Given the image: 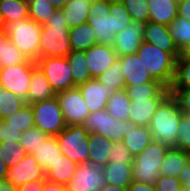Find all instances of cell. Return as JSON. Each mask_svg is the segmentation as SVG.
Instances as JSON below:
<instances>
[{"mask_svg": "<svg viewBox=\"0 0 190 191\" xmlns=\"http://www.w3.org/2000/svg\"><path fill=\"white\" fill-rule=\"evenodd\" d=\"M69 28L62 9H56L42 25L39 58L66 57L71 51Z\"/></svg>", "mask_w": 190, "mask_h": 191, "instance_id": "6da1fadb", "label": "cell"}, {"mask_svg": "<svg viewBox=\"0 0 190 191\" xmlns=\"http://www.w3.org/2000/svg\"><path fill=\"white\" fill-rule=\"evenodd\" d=\"M182 113L176 99L169 93L151 118L149 129L152 139L173 147Z\"/></svg>", "mask_w": 190, "mask_h": 191, "instance_id": "7a4b0ae2", "label": "cell"}, {"mask_svg": "<svg viewBox=\"0 0 190 191\" xmlns=\"http://www.w3.org/2000/svg\"><path fill=\"white\" fill-rule=\"evenodd\" d=\"M151 79L170 88L175 76L176 59L159 47L143 41L136 51Z\"/></svg>", "mask_w": 190, "mask_h": 191, "instance_id": "3957f363", "label": "cell"}, {"mask_svg": "<svg viewBox=\"0 0 190 191\" xmlns=\"http://www.w3.org/2000/svg\"><path fill=\"white\" fill-rule=\"evenodd\" d=\"M169 145L152 140L149 145L137 156L132 163L133 180L155 184L160 177V166Z\"/></svg>", "mask_w": 190, "mask_h": 191, "instance_id": "277c9868", "label": "cell"}, {"mask_svg": "<svg viewBox=\"0 0 190 191\" xmlns=\"http://www.w3.org/2000/svg\"><path fill=\"white\" fill-rule=\"evenodd\" d=\"M42 25L30 18L6 23L9 40L27 57L28 60L39 59V42Z\"/></svg>", "mask_w": 190, "mask_h": 191, "instance_id": "5b68a950", "label": "cell"}, {"mask_svg": "<svg viewBox=\"0 0 190 191\" xmlns=\"http://www.w3.org/2000/svg\"><path fill=\"white\" fill-rule=\"evenodd\" d=\"M62 154L82 164L89 159V133L83 125H68L56 136Z\"/></svg>", "mask_w": 190, "mask_h": 191, "instance_id": "8992f818", "label": "cell"}, {"mask_svg": "<svg viewBox=\"0 0 190 191\" xmlns=\"http://www.w3.org/2000/svg\"><path fill=\"white\" fill-rule=\"evenodd\" d=\"M34 114V127L48 136H57L66 128L59 102L55 97L31 104Z\"/></svg>", "mask_w": 190, "mask_h": 191, "instance_id": "52a82bcc", "label": "cell"}, {"mask_svg": "<svg viewBox=\"0 0 190 191\" xmlns=\"http://www.w3.org/2000/svg\"><path fill=\"white\" fill-rule=\"evenodd\" d=\"M83 126L89 134L98 133L115 143L123 140L124 132L128 130V120H119L109 115L106 108H104L90 113Z\"/></svg>", "mask_w": 190, "mask_h": 191, "instance_id": "ba28073f", "label": "cell"}, {"mask_svg": "<svg viewBox=\"0 0 190 191\" xmlns=\"http://www.w3.org/2000/svg\"><path fill=\"white\" fill-rule=\"evenodd\" d=\"M37 63L28 60L26 63L0 68V88L11 91L27 103V93L32 71Z\"/></svg>", "mask_w": 190, "mask_h": 191, "instance_id": "9c48e42d", "label": "cell"}, {"mask_svg": "<svg viewBox=\"0 0 190 191\" xmlns=\"http://www.w3.org/2000/svg\"><path fill=\"white\" fill-rule=\"evenodd\" d=\"M36 63L55 93L77 86L73 82L71 66L66 57L39 58Z\"/></svg>", "mask_w": 190, "mask_h": 191, "instance_id": "30bf717a", "label": "cell"}, {"mask_svg": "<svg viewBox=\"0 0 190 191\" xmlns=\"http://www.w3.org/2000/svg\"><path fill=\"white\" fill-rule=\"evenodd\" d=\"M110 0H93L90 4L88 23L94 29L97 44L114 43V30L110 16Z\"/></svg>", "mask_w": 190, "mask_h": 191, "instance_id": "8fae6325", "label": "cell"}, {"mask_svg": "<svg viewBox=\"0 0 190 191\" xmlns=\"http://www.w3.org/2000/svg\"><path fill=\"white\" fill-rule=\"evenodd\" d=\"M66 125H83L90 112L78 86L56 93Z\"/></svg>", "mask_w": 190, "mask_h": 191, "instance_id": "7c38bea8", "label": "cell"}, {"mask_svg": "<svg viewBox=\"0 0 190 191\" xmlns=\"http://www.w3.org/2000/svg\"><path fill=\"white\" fill-rule=\"evenodd\" d=\"M106 184L103 167L86 162L78 164L75 174L66 185L67 191H100Z\"/></svg>", "mask_w": 190, "mask_h": 191, "instance_id": "4fadbf2b", "label": "cell"}, {"mask_svg": "<svg viewBox=\"0 0 190 191\" xmlns=\"http://www.w3.org/2000/svg\"><path fill=\"white\" fill-rule=\"evenodd\" d=\"M45 178V172L31 154H27L17 165L9 167L6 176V180L16 188L30 181Z\"/></svg>", "mask_w": 190, "mask_h": 191, "instance_id": "5bb4252c", "label": "cell"}, {"mask_svg": "<svg viewBox=\"0 0 190 191\" xmlns=\"http://www.w3.org/2000/svg\"><path fill=\"white\" fill-rule=\"evenodd\" d=\"M144 25L131 21L127 28L115 35L113 48L118 57L136 53L143 42Z\"/></svg>", "mask_w": 190, "mask_h": 191, "instance_id": "9a60e30c", "label": "cell"}, {"mask_svg": "<svg viewBox=\"0 0 190 191\" xmlns=\"http://www.w3.org/2000/svg\"><path fill=\"white\" fill-rule=\"evenodd\" d=\"M88 69L92 79H97L110 68L118 57L113 45L95 44L85 51Z\"/></svg>", "mask_w": 190, "mask_h": 191, "instance_id": "2e32d148", "label": "cell"}, {"mask_svg": "<svg viewBox=\"0 0 190 191\" xmlns=\"http://www.w3.org/2000/svg\"><path fill=\"white\" fill-rule=\"evenodd\" d=\"M120 60L121 70L125 79V86L143 83H157L151 79L148 70L137 53L117 57Z\"/></svg>", "mask_w": 190, "mask_h": 191, "instance_id": "e0dca14e", "label": "cell"}, {"mask_svg": "<svg viewBox=\"0 0 190 191\" xmlns=\"http://www.w3.org/2000/svg\"><path fill=\"white\" fill-rule=\"evenodd\" d=\"M90 113L106 108L108 97L117 91H110L98 79H90L78 85Z\"/></svg>", "mask_w": 190, "mask_h": 191, "instance_id": "ac0fdd59", "label": "cell"}, {"mask_svg": "<svg viewBox=\"0 0 190 191\" xmlns=\"http://www.w3.org/2000/svg\"><path fill=\"white\" fill-rule=\"evenodd\" d=\"M143 41L151 43L163 51L170 53L175 59L179 56V49L170 35L168 26L147 22L144 25Z\"/></svg>", "mask_w": 190, "mask_h": 191, "instance_id": "d6986e66", "label": "cell"}, {"mask_svg": "<svg viewBox=\"0 0 190 191\" xmlns=\"http://www.w3.org/2000/svg\"><path fill=\"white\" fill-rule=\"evenodd\" d=\"M163 99L130 100L128 120L136 126L149 127L157 106Z\"/></svg>", "mask_w": 190, "mask_h": 191, "instance_id": "ffe728a7", "label": "cell"}, {"mask_svg": "<svg viewBox=\"0 0 190 191\" xmlns=\"http://www.w3.org/2000/svg\"><path fill=\"white\" fill-rule=\"evenodd\" d=\"M152 140L149 127L136 126L128 120V130L124 132L122 143L134 157L140 154Z\"/></svg>", "mask_w": 190, "mask_h": 191, "instance_id": "44dd1931", "label": "cell"}, {"mask_svg": "<svg viewBox=\"0 0 190 191\" xmlns=\"http://www.w3.org/2000/svg\"><path fill=\"white\" fill-rule=\"evenodd\" d=\"M55 96V91L52 89L44 73L37 66L32 71L27 93V104H33L39 101L48 100Z\"/></svg>", "mask_w": 190, "mask_h": 191, "instance_id": "7402d4cb", "label": "cell"}, {"mask_svg": "<svg viewBox=\"0 0 190 191\" xmlns=\"http://www.w3.org/2000/svg\"><path fill=\"white\" fill-rule=\"evenodd\" d=\"M38 165L46 172L63 155L59 148L56 136H48L41 144L32 151Z\"/></svg>", "mask_w": 190, "mask_h": 191, "instance_id": "603a6c76", "label": "cell"}, {"mask_svg": "<svg viewBox=\"0 0 190 191\" xmlns=\"http://www.w3.org/2000/svg\"><path fill=\"white\" fill-rule=\"evenodd\" d=\"M149 21L168 26L177 17L178 0H147Z\"/></svg>", "mask_w": 190, "mask_h": 191, "instance_id": "cb8c5ba5", "label": "cell"}, {"mask_svg": "<svg viewBox=\"0 0 190 191\" xmlns=\"http://www.w3.org/2000/svg\"><path fill=\"white\" fill-rule=\"evenodd\" d=\"M103 172L107 185L128 187L133 181L132 163L108 162Z\"/></svg>", "mask_w": 190, "mask_h": 191, "instance_id": "d4e9b609", "label": "cell"}, {"mask_svg": "<svg viewBox=\"0 0 190 191\" xmlns=\"http://www.w3.org/2000/svg\"><path fill=\"white\" fill-rule=\"evenodd\" d=\"M89 159L88 162L104 167L113 147V142L98 133L89 134Z\"/></svg>", "mask_w": 190, "mask_h": 191, "instance_id": "484cf974", "label": "cell"}, {"mask_svg": "<svg viewBox=\"0 0 190 191\" xmlns=\"http://www.w3.org/2000/svg\"><path fill=\"white\" fill-rule=\"evenodd\" d=\"M189 161V152L170 147L160 166V175L179 177L180 171Z\"/></svg>", "mask_w": 190, "mask_h": 191, "instance_id": "4316f807", "label": "cell"}, {"mask_svg": "<svg viewBox=\"0 0 190 191\" xmlns=\"http://www.w3.org/2000/svg\"><path fill=\"white\" fill-rule=\"evenodd\" d=\"M93 0H69L62 8L68 28H73L88 22L90 4Z\"/></svg>", "mask_w": 190, "mask_h": 191, "instance_id": "83f0119b", "label": "cell"}, {"mask_svg": "<svg viewBox=\"0 0 190 191\" xmlns=\"http://www.w3.org/2000/svg\"><path fill=\"white\" fill-rule=\"evenodd\" d=\"M69 40L72 51H87L90 47L97 44L94 29L88 22L70 28Z\"/></svg>", "mask_w": 190, "mask_h": 191, "instance_id": "f1b7e54d", "label": "cell"}, {"mask_svg": "<svg viewBox=\"0 0 190 191\" xmlns=\"http://www.w3.org/2000/svg\"><path fill=\"white\" fill-rule=\"evenodd\" d=\"M77 166L76 162L61 155L60 159L45 172V177L51 182L67 185L75 174Z\"/></svg>", "mask_w": 190, "mask_h": 191, "instance_id": "f546056e", "label": "cell"}, {"mask_svg": "<svg viewBox=\"0 0 190 191\" xmlns=\"http://www.w3.org/2000/svg\"><path fill=\"white\" fill-rule=\"evenodd\" d=\"M130 100L134 99H164L169 93L160 83H143L133 86H125L124 89Z\"/></svg>", "mask_w": 190, "mask_h": 191, "instance_id": "4dcf8cb0", "label": "cell"}, {"mask_svg": "<svg viewBox=\"0 0 190 191\" xmlns=\"http://www.w3.org/2000/svg\"><path fill=\"white\" fill-rule=\"evenodd\" d=\"M66 58L71 66L73 82L77 86L92 79L88 69L85 51H71Z\"/></svg>", "mask_w": 190, "mask_h": 191, "instance_id": "1f68e13d", "label": "cell"}, {"mask_svg": "<svg viewBox=\"0 0 190 191\" xmlns=\"http://www.w3.org/2000/svg\"><path fill=\"white\" fill-rule=\"evenodd\" d=\"M0 14L5 23L29 18V5L24 0H0Z\"/></svg>", "mask_w": 190, "mask_h": 191, "instance_id": "d6a6232c", "label": "cell"}, {"mask_svg": "<svg viewBox=\"0 0 190 191\" xmlns=\"http://www.w3.org/2000/svg\"><path fill=\"white\" fill-rule=\"evenodd\" d=\"M130 105V99L127 96L125 90L117 91L112 96L108 97V102L106 105V111L109 115L116 117L119 120H128V109Z\"/></svg>", "mask_w": 190, "mask_h": 191, "instance_id": "836d02e7", "label": "cell"}, {"mask_svg": "<svg viewBox=\"0 0 190 191\" xmlns=\"http://www.w3.org/2000/svg\"><path fill=\"white\" fill-rule=\"evenodd\" d=\"M97 79L110 91L124 90L125 79L121 70L120 60L116 58L110 68L104 71Z\"/></svg>", "mask_w": 190, "mask_h": 191, "instance_id": "e575fe53", "label": "cell"}, {"mask_svg": "<svg viewBox=\"0 0 190 191\" xmlns=\"http://www.w3.org/2000/svg\"><path fill=\"white\" fill-rule=\"evenodd\" d=\"M26 100L13 94L11 91L0 88V119L15 114L24 105Z\"/></svg>", "mask_w": 190, "mask_h": 191, "instance_id": "d590c367", "label": "cell"}, {"mask_svg": "<svg viewBox=\"0 0 190 191\" xmlns=\"http://www.w3.org/2000/svg\"><path fill=\"white\" fill-rule=\"evenodd\" d=\"M9 126L21 132L34 127V114L31 104L24 105L15 114L3 119Z\"/></svg>", "mask_w": 190, "mask_h": 191, "instance_id": "8d00e7d4", "label": "cell"}, {"mask_svg": "<svg viewBox=\"0 0 190 191\" xmlns=\"http://www.w3.org/2000/svg\"><path fill=\"white\" fill-rule=\"evenodd\" d=\"M26 155V151L19 142L0 143V159L8 168L17 165Z\"/></svg>", "mask_w": 190, "mask_h": 191, "instance_id": "74e56055", "label": "cell"}, {"mask_svg": "<svg viewBox=\"0 0 190 191\" xmlns=\"http://www.w3.org/2000/svg\"><path fill=\"white\" fill-rule=\"evenodd\" d=\"M110 16L114 35L121 32L131 23L130 15L121 0H110Z\"/></svg>", "mask_w": 190, "mask_h": 191, "instance_id": "f35d334b", "label": "cell"}, {"mask_svg": "<svg viewBox=\"0 0 190 191\" xmlns=\"http://www.w3.org/2000/svg\"><path fill=\"white\" fill-rule=\"evenodd\" d=\"M168 29L176 46L180 50L190 40V22L183 17L177 16L169 25Z\"/></svg>", "mask_w": 190, "mask_h": 191, "instance_id": "ab89813d", "label": "cell"}, {"mask_svg": "<svg viewBox=\"0 0 190 191\" xmlns=\"http://www.w3.org/2000/svg\"><path fill=\"white\" fill-rule=\"evenodd\" d=\"M29 5V18L44 25L53 15L56 8L47 0H34Z\"/></svg>", "mask_w": 190, "mask_h": 191, "instance_id": "60d3db41", "label": "cell"}, {"mask_svg": "<svg viewBox=\"0 0 190 191\" xmlns=\"http://www.w3.org/2000/svg\"><path fill=\"white\" fill-rule=\"evenodd\" d=\"M127 9L131 21L149 22V6L147 0H121Z\"/></svg>", "mask_w": 190, "mask_h": 191, "instance_id": "b9f144b4", "label": "cell"}, {"mask_svg": "<svg viewBox=\"0 0 190 191\" xmlns=\"http://www.w3.org/2000/svg\"><path fill=\"white\" fill-rule=\"evenodd\" d=\"M169 89H190V60L176 59L175 76Z\"/></svg>", "mask_w": 190, "mask_h": 191, "instance_id": "7bdbcfd3", "label": "cell"}, {"mask_svg": "<svg viewBox=\"0 0 190 191\" xmlns=\"http://www.w3.org/2000/svg\"><path fill=\"white\" fill-rule=\"evenodd\" d=\"M48 135L37 127L29 128L22 132L19 143L22 145L27 154H31Z\"/></svg>", "mask_w": 190, "mask_h": 191, "instance_id": "ee69618b", "label": "cell"}, {"mask_svg": "<svg viewBox=\"0 0 190 191\" xmlns=\"http://www.w3.org/2000/svg\"><path fill=\"white\" fill-rule=\"evenodd\" d=\"M173 148L190 152V115L182 113Z\"/></svg>", "mask_w": 190, "mask_h": 191, "instance_id": "f6af8a7d", "label": "cell"}, {"mask_svg": "<svg viewBox=\"0 0 190 191\" xmlns=\"http://www.w3.org/2000/svg\"><path fill=\"white\" fill-rule=\"evenodd\" d=\"M27 57L12 43H5L4 62H0V68L26 63Z\"/></svg>", "mask_w": 190, "mask_h": 191, "instance_id": "bcb514c9", "label": "cell"}, {"mask_svg": "<svg viewBox=\"0 0 190 191\" xmlns=\"http://www.w3.org/2000/svg\"><path fill=\"white\" fill-rule=\"evenodd\" d=\"M133 160L134 156L122 141L113 143L112 150L108 157V162L133 163Z\"/></svg>", "mask_w": 190, "mask_h": 191, "instance_id": "7dc6e473", "label": "cell"}, {"mask_svg": "<svg viewBox=\"0 0 190 191\" xmlns=\"http://www.w3.org/2000/svg\"><path fill=\"white\" fill-rule=\"evenodd\" d=\"M157 191H182L183 186L178 177L163 176L157 179L155 183Z\"/></svg>", "mask_w": 190, "mask_h": 191, "instance_id": "c3c4849f", "label": "cell"}, {"mask_svg": "<svg viewBox=\"0 0 190 191\" xmlns=\"http://www.w3.org/2000/svg\"><path fill=\"white\" fill-rule=\"evenodd\" d=\"M169 91L176 99L181 111L190 115V89H169Z\"/></svg>", "mask_w": 190, "mask_h": 191, "instance_id": "681fc988", "label": "cell"}, {"mask_svg": "<svg viewBox=\"0 0 190 191\" xmlns=\"http://www.w3.org/2000/svg\"><path fill=\"white\" fill-rule=\"evenodd\" d=\"M22 132L9 126L4 120L0 119V143L6 141L19 142Z\"/></svg>", "mask_w": 190, "mask_h": 191, "instance_id": "f907efd6", "label": "cell"}, {"mask_svg": "<svg viewBox=\"0 0 190 191\" xmlns=\"http://www.w3.org/2000/svg\"><path fill=\"white\" fill-rule=\"evenodd\" d=\"M44 179L30 181L17 188V191H43Z\"/></svg>", "mask_w": 190, "mask_h": 191, "instance_id": "816d5d0a", "label": "cell"}, {"mask_svg": "<svg viewBox=\"0 0 190 191\" xmlns=\"http://www.w3.org/2000/svg\"><path fill=\"white\" fill-rule=\"evenodd\" d=\"M177 16L190 22V0H178Z\"/></svg>", "mask_w": 190, "mask_h": 191, "instance_id": "f5cc1de1", "label": "cell"}, {"mask_svg": "<svg viewBox=\"0 0 190 191\" xmlns=\"http://www.w3.org/2000/svg\"><path fill=\"white\" fill-rule=\"evenodd\" d=\"M128 191H157L155 184H145L133 180L127 187Z\"/></svg>", "mask_w": 190, "mask_h": 191, "instance_id": "db71d44e", "label": "cell"}, {"mask_svg": "<svg viewBox=\"0 0 190 191\" xmlns=\"http://www.w3.org/2000/svg\"><path fill=\"white\" fill-rule=\"evenodd\" d=\"M179 180L183 186V189H190V161L180 171Z\"/></svg>", "mask_w": 190, "mask_h": 191, "instance_id": "11a10c76", "label": "cell"}, {"mask_svg": "<svg viewBox=\"0 0 190 191\" xmlns=\"http://www.w3.org/2000/svg\"><path fill=\"white\" fill-rule=\"evenodd\" d=\"M66 185L44 179L43 191H66Z\"/></svg>", "mask_w": 190, "mask_h": 191, "instance_id": "9f6ffc18", "label": "cell"}, {"mask_svg": "<svg viewBox=\"0 0 190 191\" xmlns=\"http://www.w3.org/2000/svg\"><path fill=\"white\" fill-rule=\"evenodd\" d=\"M9 41L6 31H0V62H4L5 43Z\"/></svg>", "mask_w": 190, "mask_h": 191, "instance_id": "6f0895ef", "label": "cell"}, {"mask_svg": "<svg viewBox=\"0 0 190 191\" xmlns=\"http://www.w3.org/2000/svg\"><path fill=\"white\" fill-rule=\"evenodd\" d=\"M177 59H188L190 60V40L180 50Z\"/></svg>", "mask_w": 190, "mask_h": 191, "instance_id": "680465c9", "label": "cell"}, {"mask_svg": "<svg viewBox=\"0 0 190 191\" xmlns=\"http://www.w3.org/2000/svg\"><path fill=\"white\" fill-rule=\"evenodd\" d=\"M0 191H17V188L6 179H0Z\"/></svg>", "mask_w": 190, "mask_h": 191, "instance_id": "91938a15", "label": "cell"}, {"mask_svg": "<svg viewBox=\"0 0 190 191\" xmlns=\"http://www.w3.org/2000/svg\"><path fill=\"white\" fill-rule=\"evenodd\" d=\"M100 191H128L127 187H117L105 184Z\"/></svg>", "mask_w": 190, "mask_h": 191, "instance_id": "94428289", "label": "cell"}, {"mask_svg": "<svg viewBox=\"0 0 190 191\" xmlns=\"http://www.w3.org/2000/svg\"><path fill=\"white\" fill-rule=\"evenodd\" d=\"M8 167L5 162L0 159V179H6Z\"/></svg>", "mask_w": 190, "mask_h": 191, "instance_id": "6125c7cd", "label": "cell"}, {"mask_svg": "<svg viewBox=\"0 0 190 191\" xmlns=\"http://www.w3.org/2000/svg\"><path fill=\"white\" fill-rule=\"evenodd\" d=\"M47 1H49L52 5H54L56 9H62L69 0H47Z\"/></svg>", "mask_w": 190, "mask_h": 191, "instance_id": "be15d7a7", "label": "cell"}, {"mask_svg": "<svg viewBox=\"0 0 190 191\" xmlns=\"http://www.w3.org/2000/svg\"><path fill=\"white\" fill-rule=\"evenodd\" d=\"M6 29V23L4 21L3 16L0 14V31H5Z\"/></svg>", "mask_w": 190, "mask_h": 191, "instance_id": "e7e4bbea", "label": "cell"}, {"mask_svg": "<svg viewBox=\"0 0 190 191\" xmlns=\"http://www.w3.org/2000/svg\"><path fill=\"white\" fill-rule=\"evenodd\" d=\"M26 3H30V2H32V1H34V0H24Z\"/></svg>", "mask_w": 190, "mask_h": 191, "instance_id": "03108f58", "label": "cell"}]
</instances>
